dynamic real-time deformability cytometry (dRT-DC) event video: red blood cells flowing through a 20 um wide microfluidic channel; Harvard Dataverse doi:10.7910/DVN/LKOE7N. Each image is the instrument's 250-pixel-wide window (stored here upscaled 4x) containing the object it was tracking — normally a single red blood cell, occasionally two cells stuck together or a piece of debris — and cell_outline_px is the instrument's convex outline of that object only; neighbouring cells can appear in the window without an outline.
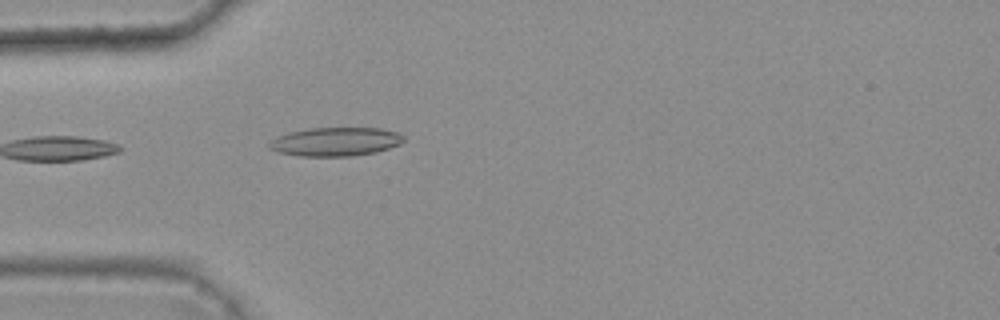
{"species": "common noctule bat (a hibernating species)", "species_latin": "Nyctalus noctula", "temperature_condition": "warm", "stored_images_in_passage": 1, "camera_frame_rate_fps": 3000, "um_per_image_px": 0.085, "animal": {"sex": "female", "body_mass_g": 25.1}, "frame": {"image": 1, "passage_image": 1, "time_ms": 0.0, "image_size_px": [1000, 320], "cell_outline_px": [[404, 140], [400, 144], [376, 152], [352, 156], [300, 156], [280, 152], [268, 148], [268, 144], [276, 136], [288, 132], [308, 128], [380, 128], [400, 132], [404, 136]], "centroid_in_image_um": [28.53, 12.03], "position_along_channel_um": 56.5, "area_um2": 22.6}}